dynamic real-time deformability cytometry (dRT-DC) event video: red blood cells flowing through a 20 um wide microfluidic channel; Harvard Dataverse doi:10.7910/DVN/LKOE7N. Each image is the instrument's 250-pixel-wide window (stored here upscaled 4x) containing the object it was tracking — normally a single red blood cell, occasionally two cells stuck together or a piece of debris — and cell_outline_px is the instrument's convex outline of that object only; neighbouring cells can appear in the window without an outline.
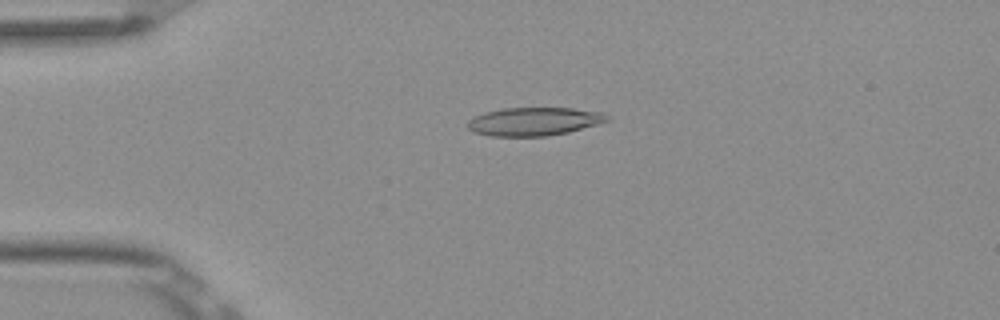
{"species": "Egyptian fruit bat (a non-hibernating species)", "species_latin": "Rousettus aegyptiacus", "temperature_condition": "room temperature", "stored_images_in_passage": 5, "camera_frame_rate_fps": 3000, "um_per_image_px": 0.085, "frame": {"image": 1, "passage_image": 4, "time_ms": 1.0, "image_size_px": [1000, 320], "cell_outline_px": [[612, 116], [608, 120], [596, 124], [568, 132], [544, 136], [488, 136], [472, 132], [468, 128], [468, 120], [484, 112], [500, 108], [572, 108], [604, 112]], "centroid_in_image_um": [45.38, 10.32], "position_along_channel_um": 39.6, "area_um2": 23.06}}